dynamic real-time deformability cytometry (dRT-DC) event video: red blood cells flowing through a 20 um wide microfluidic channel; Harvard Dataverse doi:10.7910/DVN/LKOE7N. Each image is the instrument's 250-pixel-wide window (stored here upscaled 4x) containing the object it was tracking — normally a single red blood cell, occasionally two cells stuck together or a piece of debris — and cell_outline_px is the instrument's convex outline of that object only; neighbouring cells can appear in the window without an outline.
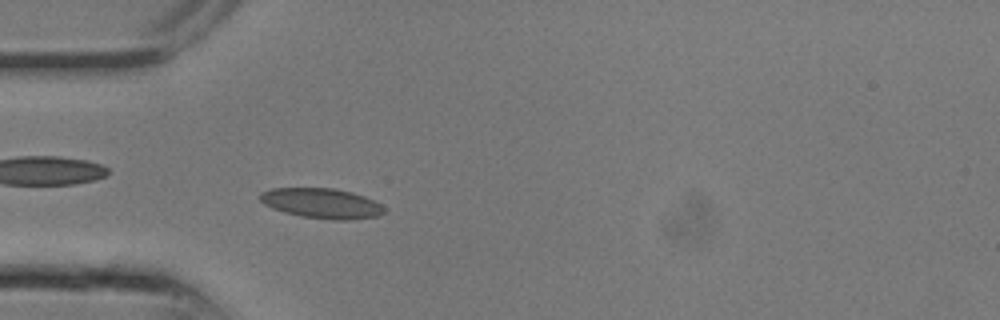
{"species": "common noctule bat (a hibernating species)", "species_latin": "Nyctalus noctula", "temperature_condition": "room temperature", "stored_images_in_passage": 8, "camera_frame_rate_fps": 3000, "um_per_image_px": 0.085, "animal": {"sex": "male", "body_mass_g": 13.3}, "frame": {"image": 1, "passage_image": 8, "time_ms": 2.333, "image_size_px": [1000, 320], "cell_outline_px": [[384, 212], [376, 216], [348, 220], [332, 220], [300, 216], [284, 212], [272, 208], [264, 204], [260, 200], [260, 192], [272, 188], [332, 188], [352, 192], [364, 196], [380, 204], [384, 208]], "centroid_in_image_um": [27.31, 17.28], "position_along_channel_um": 57.7, "area_um2": 21.68}}